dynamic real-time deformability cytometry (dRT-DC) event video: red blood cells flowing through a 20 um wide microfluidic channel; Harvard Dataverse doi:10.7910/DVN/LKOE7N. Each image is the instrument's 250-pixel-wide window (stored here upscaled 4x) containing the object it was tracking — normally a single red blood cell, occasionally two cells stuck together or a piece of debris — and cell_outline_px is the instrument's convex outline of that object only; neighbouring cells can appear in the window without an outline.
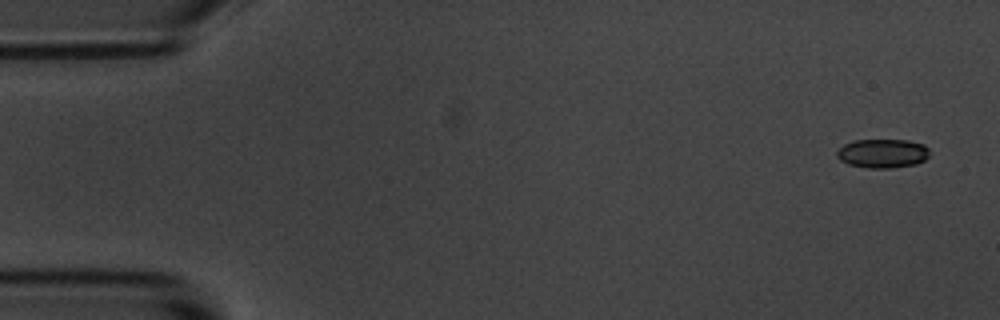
{"species": "common noctule bat (a hibernating species)", "species_latin": "Nyctalus noctula", "temperature_condition": "room temperature", "stored_images_in_passage": 3, "camera_frame_rate_fps": 3000, "um_per_image_px": 0.085, "animal": {"sex": "male", "body_mass_g": 20.1, "forearm_length_mm": 53.5}, "frame": {"image": 1, "passage_image": 1, "time_ms": 0.0, "image_size_px": [1000, 320], "cell_outline_px": [[928, 156], [924, 160], [916, 164], [888, 168], [868, 168], [848, 164], [840, 160], [836, 156], [836, 152], [844, 144], [852, 140], [908, 140], [924, 144], [928, 148]], "centroid_in_image_um": [75.0, 13.03], "position_along_channel_um": 10.0, "area_um2": 15.66}}